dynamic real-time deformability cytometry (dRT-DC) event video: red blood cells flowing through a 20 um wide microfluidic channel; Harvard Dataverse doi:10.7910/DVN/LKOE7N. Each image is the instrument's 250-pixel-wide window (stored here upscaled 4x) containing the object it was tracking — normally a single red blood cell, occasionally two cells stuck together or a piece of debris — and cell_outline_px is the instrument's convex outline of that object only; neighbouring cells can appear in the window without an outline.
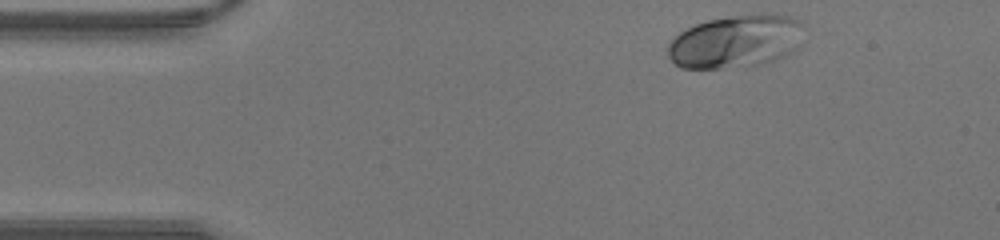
{"species": "human", "species_latin": "Homo sapiens", "temperature_condition": "warm", "stored_images_in_passage": 37, "camera_frame_rate_fps": 3000, "um_per_image_px": 0.085, "donor": {"sex": "male"}, "frame": {"image": 1, "passage_image": 1, "time_ms": 0.0, "image_size_px": [1000, 240], "cell_outline_px": [[804, 24], [796, 48], [792, 52], [784, 56], [760, 64], [720, 68], [680, 68], [668, 56], [668, 44], [680, 32], [696, 24], [708, 20], [736, 16], [792, 16], [800, 20]], "centroid_in_image_um": [62.51, 3.54], "position_along_channel_um": 22.5, "area_um2": 40.92}}
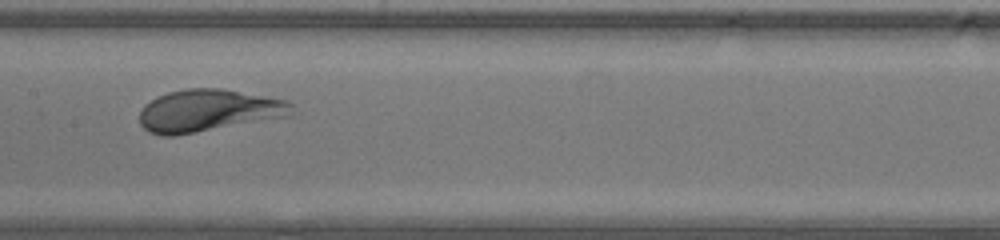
{"frame": {"image": 2, "passage_image": 16, "time_ms": 5.0, "image_size_px": [1000, 240], "cell_outline_px": [[300, 112], [296, 116], [176, 136], [160, 136], [148, 132], [140, 124], [140, 112], [144, 104], [156, 96], [168, 92], [188, 88], [220, 88], [288, 100]], "centroid_in_image_um": [17.81, 9.42], "position_along_channel_um": 189.6, "area_um2": 38.61}}
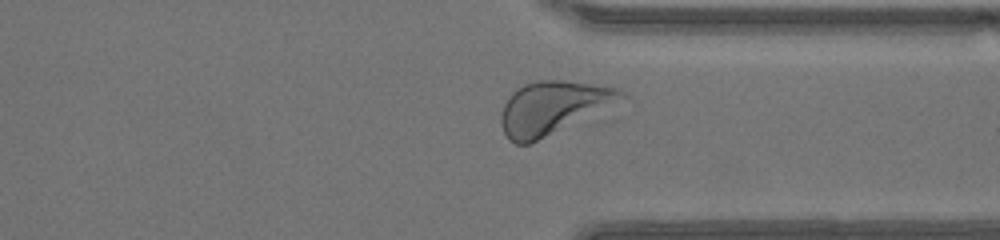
{"frame": {"image": 3, "passage_image": 27, "time_ms": 8.667, "image_size_px": [1000, 240], "cell_outline_px": [[628, 96], [528, 144], [516, 144], [508, 140], [500, 124], [500, 112], [504, 104], [512, 92], [524, 84], [540, 80], [560, 80], [616, 88], [624, 92]], "centroid_in_image_um": [46.88, 9.14], "position_along_channel_um": 364.5, "area_um2": 35.66}}